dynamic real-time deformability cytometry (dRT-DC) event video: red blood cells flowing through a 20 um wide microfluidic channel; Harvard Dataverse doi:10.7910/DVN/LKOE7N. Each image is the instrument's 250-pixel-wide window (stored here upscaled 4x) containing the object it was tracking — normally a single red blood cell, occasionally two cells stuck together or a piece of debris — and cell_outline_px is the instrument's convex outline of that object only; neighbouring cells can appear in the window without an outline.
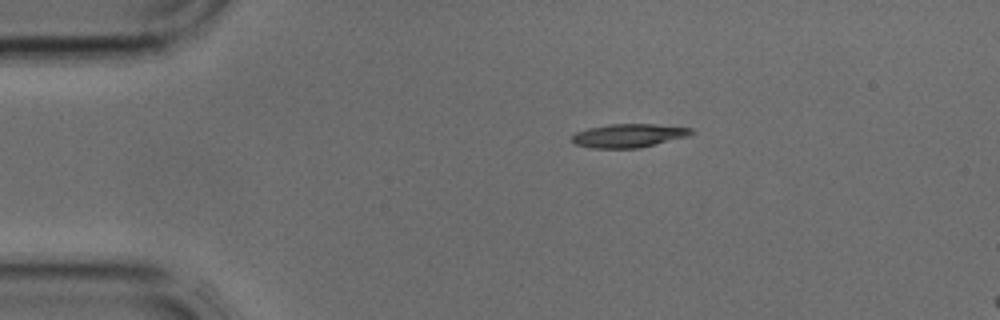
{"species": "common noctule bat (a hibernating species)", "species_latin": "Nyctalus noctula", "temperature_condition": "cold", "stored_images_in_passage": 3, "segment_of_instrument_passage": [1, 2], "camera_frame_rate_fps": 3000, "um_per_image_px": 0.085, "animal": {"sex": "male", "body_mass_g": 17.9, "forearm_length_mm": 54.2}, "frame": {"image": 1, "passage_image": 1, "time_ms": 0.0, "image_size_px": [1000, 320], "cell_outline_px": [[696, 132], [688, 136], [640, 148], [592, 148], [576, 144], [572, 140], [572, 136], [576, 132], [588, 128], [608, 124], [656, 124], [692, 128]], "centroid_in_image_um": [53.47, 11.52], "position_along_channel_um": 31.5, "area_um2": 16.42}}